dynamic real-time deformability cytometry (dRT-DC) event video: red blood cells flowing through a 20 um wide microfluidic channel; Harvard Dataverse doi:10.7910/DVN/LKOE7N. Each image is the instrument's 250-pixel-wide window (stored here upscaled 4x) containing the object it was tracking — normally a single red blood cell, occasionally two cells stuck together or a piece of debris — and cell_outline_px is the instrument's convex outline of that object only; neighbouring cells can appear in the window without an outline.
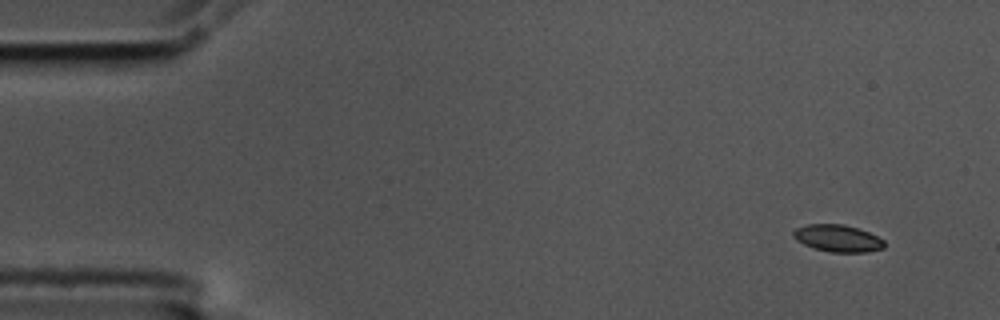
{"species": "common noctule bat (a hibernating species)", "species_latin": "Nyctalus noctula", "temperature_condition": "cold", "stored_images_in_passage": 4, "camera_frame_rate_fps": 3000, "um_per_image_px": 0.085, "animal": {"sex": "male", "body_mass_g": 17.5, "forearm_length_mm": 52.3}, "frame": {"image": 1, "passage_image": 1, "time_ms": 0.0, "image_size_px": [1000, 320], "cell_outline_px": [[884, 248], [868, 252], [828, 252], [812, 248], [796, 240], [792, 236], [792, 232], [796, 228], [808, 224], [844, 224], [868, 232], [884, 240]], "centroid_in_image_um": [71.18, 20.26], "position_along_channel_um": 13.8, "area_um2": 14.39}}
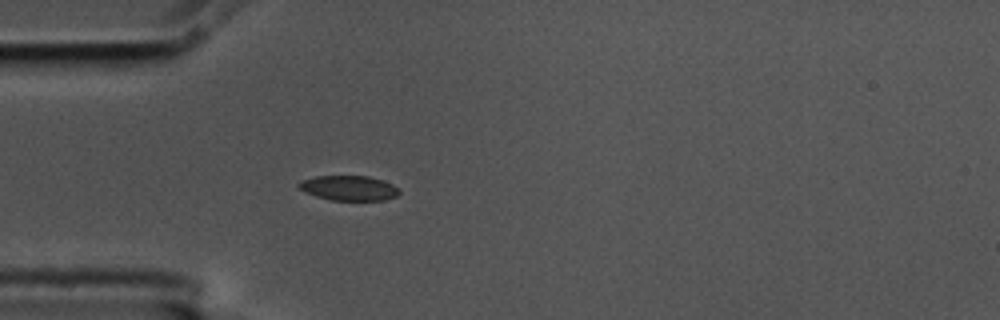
{"frame": {"image": 2, "passage_image": 4, "time_ms": 1.0, "image_size_px": [1000, 320], "cell_outline_px": [[400, 192], [396, 196], [384, 200], [332, 200], [316, 196], [300, 188], [296, 184], [300, 180], [316, 176], [368, 176], [392, 184]], "centroid_in_image_um": [29.63, 15.98], "position_along_channel_um": 55.4, "area_um2": 14.33}}